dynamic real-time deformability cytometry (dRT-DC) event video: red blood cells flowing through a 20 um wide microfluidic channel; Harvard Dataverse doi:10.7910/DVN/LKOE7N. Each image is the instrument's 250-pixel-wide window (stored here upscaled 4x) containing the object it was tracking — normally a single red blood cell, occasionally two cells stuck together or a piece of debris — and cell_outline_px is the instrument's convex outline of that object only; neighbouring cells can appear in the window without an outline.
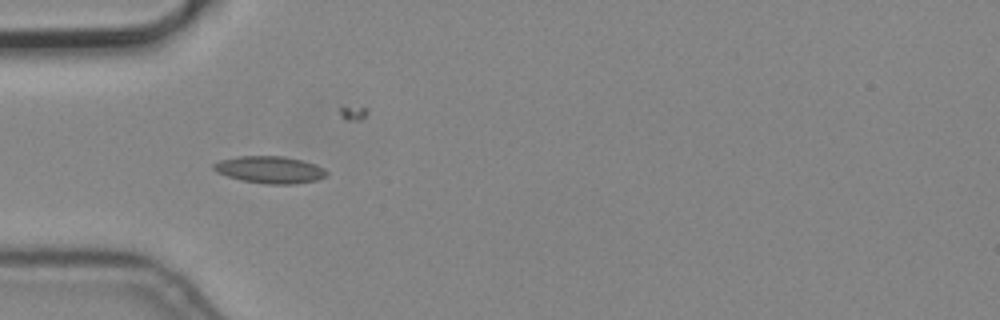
{"species": "common noctule bat (a hibernating species)", "species_latin": "Nyctalus noctula", "temperature_condition": "cold", "stored_images_in_passage": 4, "camera_frame_rate_fps": 3000, "um_per_image_px": 0.085, "animal": {"sex": "male", "body_mass_g": 19.2, "forearm_length_mm": 51.8}, "frame": {"image": 1, "passage_image": 3, "time_ms": 0.667, "image_size_px": [1000, 320], "cell_outline_px": [[328, 172], [324, 176], [316, 180], [296, 184], [264, 184], [240, 180], [216, 172], [212, 168], [212, 164], [220, 160], [240, 156], [284, 156], [316, 164], [324, 168]], "centroid_in_image_um": [22.92, 14.43], "position_along_channel_um": 62.1, "area_um2": 17.86}}
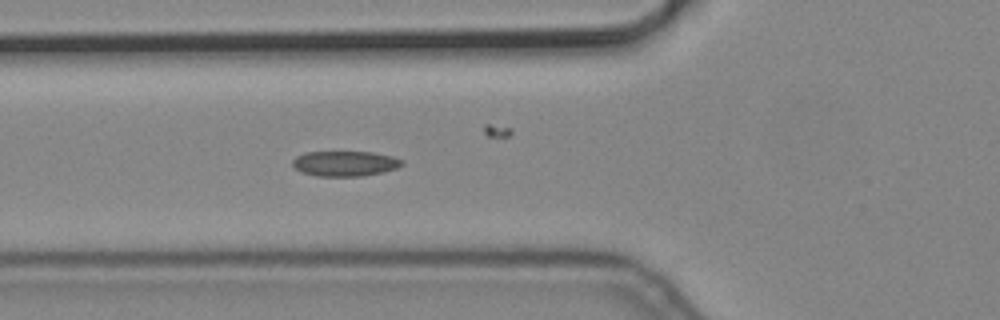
{"frame": {"image": 2, "passage_image": 4, "time_ms": 1.0, "image_size_px": [1000, 320], "cell_outline_px": [[404, 164], [396, 168], [380, 172], [360, 176], [316, 176], [300, 172], [292, 164], [292, 160], [296, 156], [304, 152], [372, 152], [392, 156], [404, 160]], "centroid_in_image_um": [29.3, 13.89], "position_along_channel_um": 96.5, "area_um2": 16.07}}